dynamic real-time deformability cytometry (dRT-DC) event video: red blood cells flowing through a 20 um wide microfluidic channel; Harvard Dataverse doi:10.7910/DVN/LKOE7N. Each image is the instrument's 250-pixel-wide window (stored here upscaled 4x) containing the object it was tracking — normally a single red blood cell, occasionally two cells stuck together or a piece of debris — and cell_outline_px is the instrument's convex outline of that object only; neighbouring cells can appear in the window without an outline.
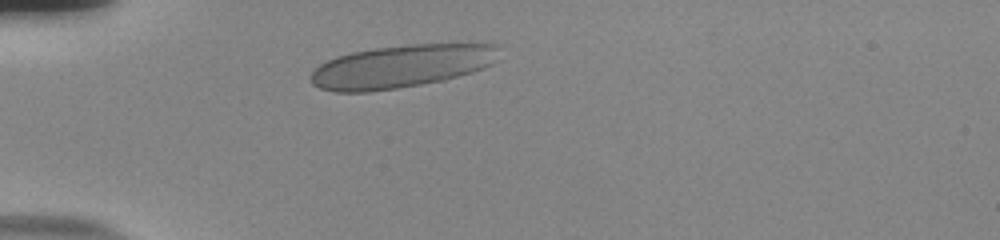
{"species": "human", "species_latin": "Homo sapiens", "temperature_condition": "room temperature", "stored_images_in_passage": 32, "camera_frame_rate_fps": 3000, "um_per_image_px": 0.085, "donor": {"sex": "male"}, "frame": {"image": 1, "passage_image": 1, "time_ms": 0.0, "image_size_px": [1000, 240], "cell_outline_px": [[496, 44], [492, 64], [472, 72], [444, 80], [396, 88], [368, 92], [336, 92], [320, 88], [312, 84], [312, 72], [320, 64], [336, 56], [352, 52], [376, 48], [408, 44]], "centroid_in_image_um": [34.04, 5.64], "position_along_channel_um": 51.0, "area_um2": 46.36}}
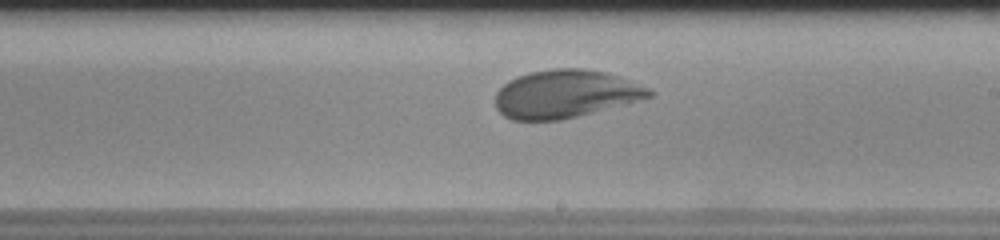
{"frame": {"image": 2, "passage_image": 18, "time_ms": 5.667, "image_size_px": [1000, 240], "cell_outline_px": [[652, 96], [576, 116], [560, 120], [512, 120], [504, 116], [496, 108], [496, 92], [508, 80], [516, 76], [528, 72], [552, 68], [584, 68], [604, 72], [620, 76], [648, 88], [652, 92]], "centroid_in_image_um": [47.99, 7.97], "position_along_channel_um": 241.0, "area_um2": 42.66}}
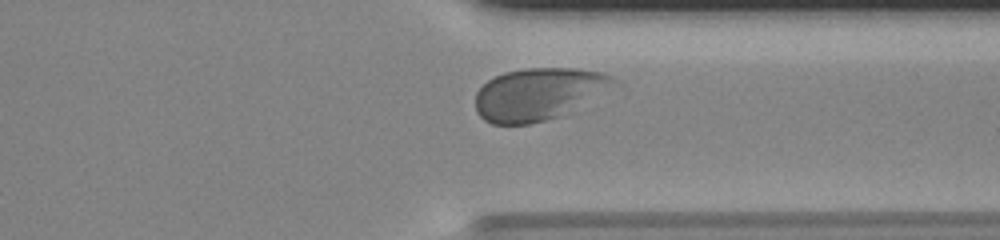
{"frame": {"image": 3, "passage_image": 28, "time_ms": 9.0, "image_size_px": [1000, 240], "cell_outline_px": [[620, 80], [556, 116], [544, 120], [528, 124], [492, 124], [484, 120], [476, 112], [476, 92], [488, 80], [504, 72], [528, 68], [576, 68], [604, 72]], "centroid_in_image_um": [45.65, 7.96], "position_along_channel_um": 365.7, "area_um2": 40.75}, "authors_computed_cell_mechanics": {"area_um2": 42.8298, "velocity_mm_per_s": 3.725, "shape_relaxation_time_tau1_ms": 4.7311, "shape_relaxation_time_tau2_ms": null, "deformation_change_tau1": 0.1883, "deformation_change_tau2": null}}